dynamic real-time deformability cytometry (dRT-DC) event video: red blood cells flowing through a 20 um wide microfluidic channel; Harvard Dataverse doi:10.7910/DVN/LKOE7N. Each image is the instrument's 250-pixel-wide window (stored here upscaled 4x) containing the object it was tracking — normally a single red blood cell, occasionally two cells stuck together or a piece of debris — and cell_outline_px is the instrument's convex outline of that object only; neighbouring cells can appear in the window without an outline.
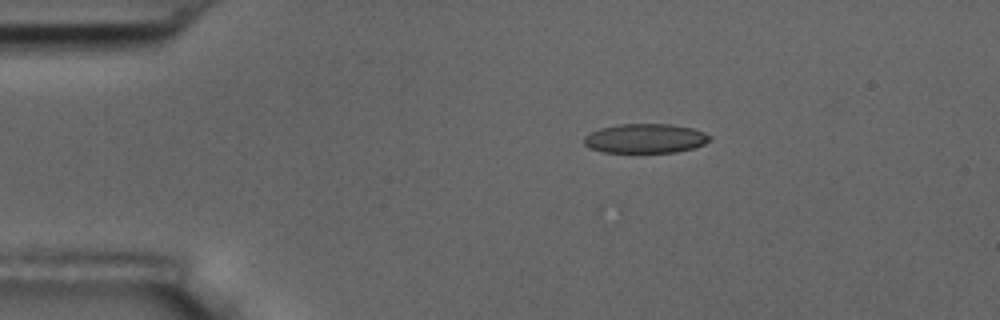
{"species": "common noctule bat (a hibernating species)", "species_latin": "Nyctalus noctula", "temperature_condition": "room temperature", "stored_images_in_passage": 5, "camera_frame_rate_fps": 3000, "um_per_image_px": 0.085, "animal": {"sex": "male", "body_mass_g": 17.5, "forearm_length_mm": 52.3}, "frame": {"image": 1, "passage_image": 2, "time_ms": 1.333, "image_size_px": [1000, 320], "cell_outline_px": [[712, 136], [704, 144], [692, 148], [676, 152], [600, 152], [588, 148], [584, 144], [584, 136], [588, 132], [600, 128], [620, 124], [672, 124], [692, 128], [704, 132]], "centroid_in_image_um": [54.8, 11.76], "position_along_channel_um": 30.2, "area_um2": 21.62}}
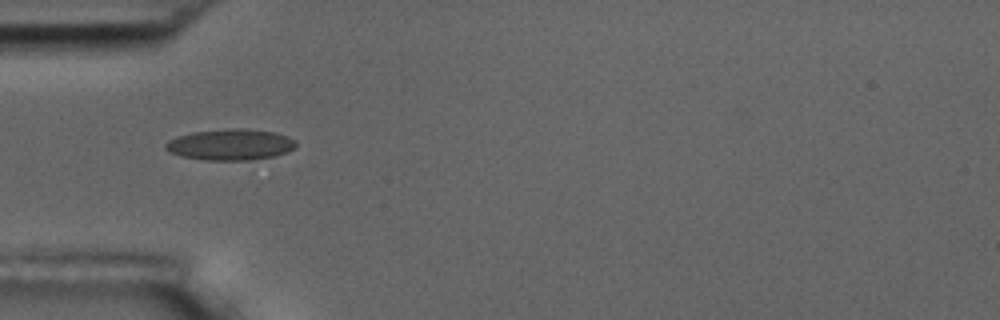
{"frame": {"image": 2, "passage_image": 4, "time_ms": 3.667, "image_size_px": [1000, 320], "cell_outline_px": [[296, 148], [288, 152], [272, 156], [248, 160], [204, 160], [180, 156], [168, 152], [164, 148], [164, 144], [168, 140], [176, 136], [192, 132], [232, 128], [244, 128], [276, 132], [288, 136], [296, 140]], "centroid_in_image_um": [19.57, 12.28], "position_along_channel_um": 65.4, "area_um2": 23.93}}